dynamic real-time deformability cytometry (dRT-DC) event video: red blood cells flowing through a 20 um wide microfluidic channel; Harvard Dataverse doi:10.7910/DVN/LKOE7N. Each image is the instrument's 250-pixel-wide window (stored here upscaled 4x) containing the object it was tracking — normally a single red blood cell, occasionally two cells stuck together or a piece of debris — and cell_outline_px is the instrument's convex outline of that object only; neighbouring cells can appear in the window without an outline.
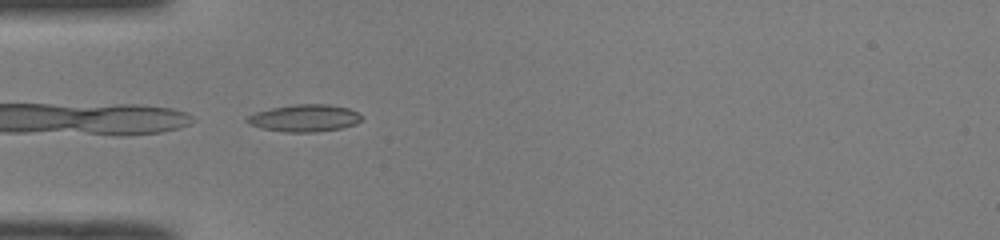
{"species": "common noctule bat (a hibernating species)", "species_latin": "Nyctalus noctula", "temperature_condition": "room temperature", "stored_images_in_passage": 35, "camera_frame_rate_fps": 3000, "um_per_image_px": 0.085, "animal": {"sex": "male", "body_mass_g": 19.0, "forearm_length_mm": 50.8}, "frame": {"image": 1, "passage_image": 1, "time_ms": 0.0, "image_size_px": [1000, 240], "cell_outline_px": [[360, 120], [356, 124], [340, 128], [316, 132], [288, 132], [260, 128], [248, 124], [244, 120], [248, 116], [256, 112], [272, 108], [296, 104], [328, 104], [348, 108], [356, 112], [360, 116]], "centroid_in_image_um": [25.84, 10.04], "position_along_channel_um": 59.2, "area_um2": 17.98}}
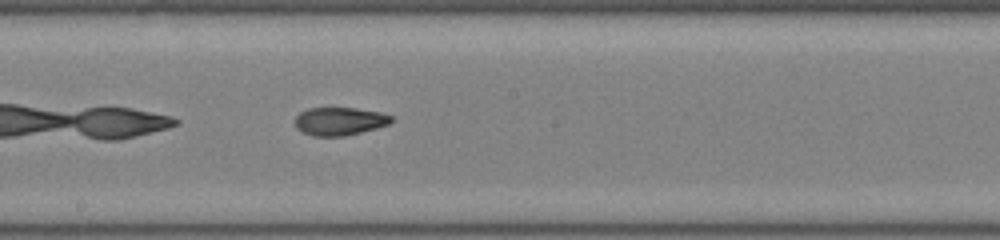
{"frame": {"image": 2, "passage_image": 13, "time_ms": 4.0, "image_size_px": [1000, 240], "cell_outline_px": [[392, 120], [388, 124], [376, 128], [344, 136], [312, 136], [296, 128], [296, 116], [300, 112], [308, 108], [356, 108], [380, 112], [392, 116]], "centroid_in_image_um": [28.85, 10.3], "position_along_channel_um": 219.3, "area_um2": 15.61}}
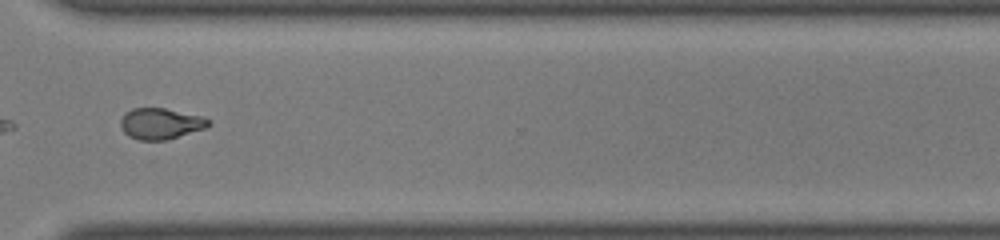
{"frame": {"image": 3, "passage_image": 23, "time_ms": 7.333, "image_size_px": [1000, 240], "cell_outline_px": [[212, 124], [208, 128], [168, 140], [140, 140], [128, 136], [124, 132], [120, 124], [120, 120], [124, 112], [132, 108], [164, 108], [204, 116], [212, 120]], "centroid_in_image_um": [13.71, 10.51], "position_along_channel_um": 356.9, "area_um2": 16.36}, "authors_computed_cell_mechanics": {"area_um2": 16.0106, "velocity_mm_per_s": 4.0975, "shape_relaxation_time_tau1_ms": null, "shape_relaxation_time_tau2_ms": 3.1172, "deformation_change_tau1": null, "deformation_change_tau2": 0.0966}}